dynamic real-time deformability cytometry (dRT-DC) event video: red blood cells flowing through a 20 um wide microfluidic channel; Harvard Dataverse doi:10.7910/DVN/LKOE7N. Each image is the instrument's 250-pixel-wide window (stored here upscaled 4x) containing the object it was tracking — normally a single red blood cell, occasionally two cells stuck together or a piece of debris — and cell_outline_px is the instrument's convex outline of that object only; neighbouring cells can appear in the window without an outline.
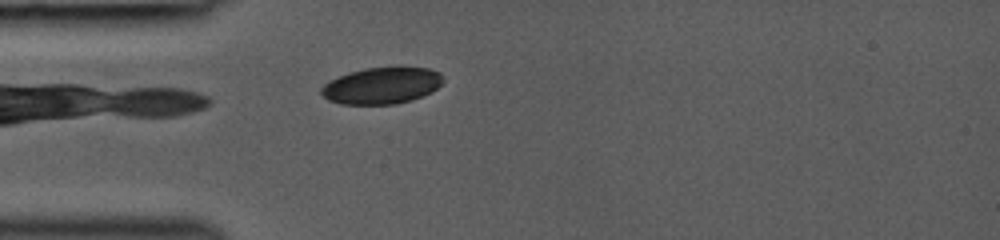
{"species": "common noctule bat (a hibernating species)", "species_latin": "Nyctalus noctula", "temperature_condition": "room temperature", "stored_images_in_passage": 3, "camera_frame_rate_fps": 3000, "um_per_image_px": 0.085, "animal": {"sex": "female", "body_mass_g": 19.0, "forearm_length_mm": 53.3}, "frame": {"image": 1, "passage_image": 1, "time_ms": 0.0, "image_size_px": [1000, 240], "cell_outline_px": [[440, 84], [436, 88], [412, 100], [396, 104], [340, 104], [328, 100], [320, 92], [320, 88], [328, 80], [352, 72], [368, 68], [428, 68], [440, 72]], "centroid_in_image_um": [32.38, 7.3], "position_along_channel_um": 52.6, "area_um2": 25.37}}